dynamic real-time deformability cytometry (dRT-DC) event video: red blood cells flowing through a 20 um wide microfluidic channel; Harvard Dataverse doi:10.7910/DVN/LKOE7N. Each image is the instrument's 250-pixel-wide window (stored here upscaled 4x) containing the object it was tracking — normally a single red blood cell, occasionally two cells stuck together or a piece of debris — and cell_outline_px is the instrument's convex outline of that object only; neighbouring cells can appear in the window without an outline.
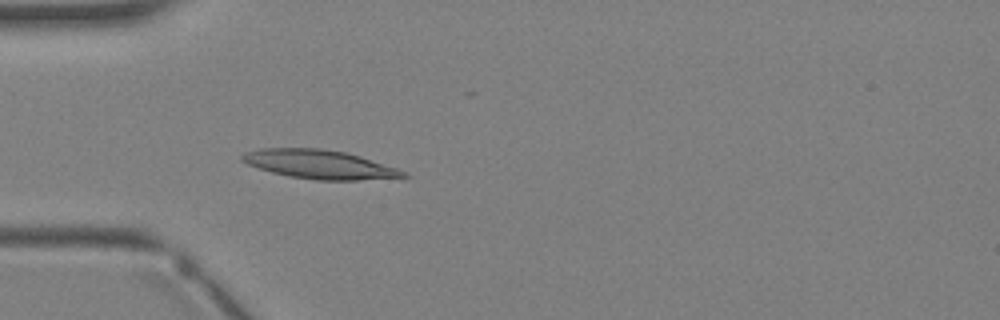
{"species": "Egyptian fruit bat (a non-hibernating species)", "species_latin": "Rousettus aegyptiacus", "temperature_condition": "warm", "stored_images_in_passage": 2, "camera_frame_rate_fps": 3000, "um_per_image_px": 0.085, "animal": {"sex": "female"}, "frame": {"image": 1, "passage_image": 2, "time_ms": 1.333, "image_size_px": [1000, 320], "cell_outline_px": [[412, 176], [356, 180], [316, 180], [288, 176], [272, 172], [248, 164], [240, 160], [240, 156], [248, 152], [260, 148], [320, 148], [348, 152], [396, 168]], "centroid_in_image_um": [27.14, 13.96], "position_along_channel_um": 57.9, "area_um2": 26.88}}